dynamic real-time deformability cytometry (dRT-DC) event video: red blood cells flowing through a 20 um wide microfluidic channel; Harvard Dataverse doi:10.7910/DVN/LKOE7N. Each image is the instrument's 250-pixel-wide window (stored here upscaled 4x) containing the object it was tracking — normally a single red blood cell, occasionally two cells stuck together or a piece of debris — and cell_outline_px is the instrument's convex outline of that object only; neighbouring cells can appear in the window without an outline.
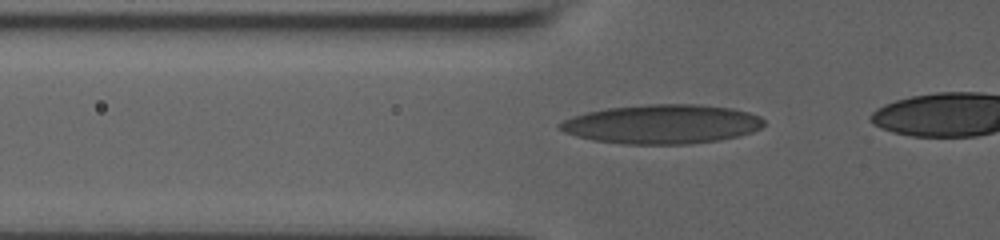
{"species": "human", "species_latin": "Homo sapiens", "temperature_condition": "room temperature", "stored_images_in_passage": 36, "camera_frame_rate_fps": 3000, "um_per_image_px": 0.085, "donor": {"sex": "male"}, "frame": {"image": 1, "passage_image": 5, "time_ms": 1.333, "image_size_px": [1000, 240], "cell_outline_px": [[764, 124], [760, 128], [752, 132], [720, 140], [684, 144], [628, 144], [592, 140], [564, 132], [556, 124], [572, 116], [588, 112], [608, 108], [648, 104], [700, 104], [732, 108], [748, 112], [760, 116], [764, 120]], "centroid_in_image_um": [56.28, 10.54], "position_along_channel_um": 69.5, "area_um2": 46.47}}
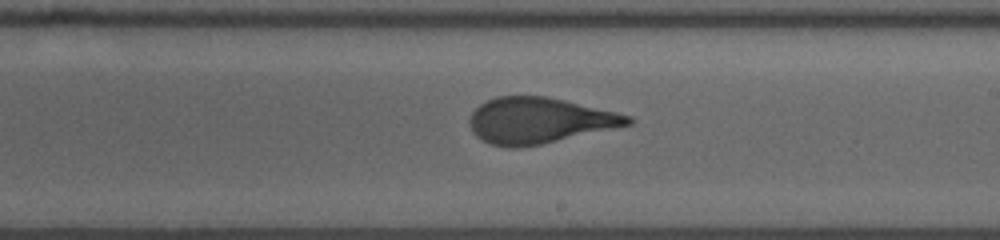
{"frame": {"image": 2, "passage_image": 18, "time_ms": 6.0, "image_size_px": [1000, 240], "cell_outline_px": [[636, 120], [632, 124], [540, 144], [520, 148], [516, 148], [492, 144], [476, 136], [472, 132], [468, 120], [472, 112], [480, 104], [496, 96], [548, 96], [616, 112], [632, 116]], "centroid_in_image_um": [45.82, 10.23], "position_along_channel_um": 243.2, "area_um2": 42.08}}
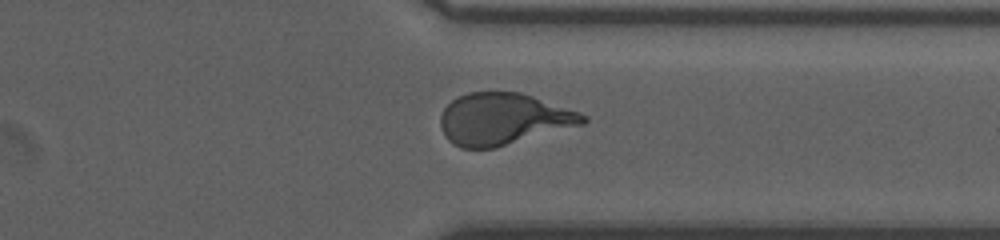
{"frame": {"image": 3, "passage_image": 31, "time_ms": 9.333, "image_size_px": [1000, 240], "cell_outline_px": [[588, 120], [584, 124], [496, 148], [460, 148], [452, 144], [444, 136], [440, 124], [440, 116], [444, 108], [456, 96], [468, 92], [520, 92], [580, 112], [588, 116]], "centroid_in_image_um": [42.76, 10.12], "position_along_channel_um": 368.6, "area_um2": 43.18}}